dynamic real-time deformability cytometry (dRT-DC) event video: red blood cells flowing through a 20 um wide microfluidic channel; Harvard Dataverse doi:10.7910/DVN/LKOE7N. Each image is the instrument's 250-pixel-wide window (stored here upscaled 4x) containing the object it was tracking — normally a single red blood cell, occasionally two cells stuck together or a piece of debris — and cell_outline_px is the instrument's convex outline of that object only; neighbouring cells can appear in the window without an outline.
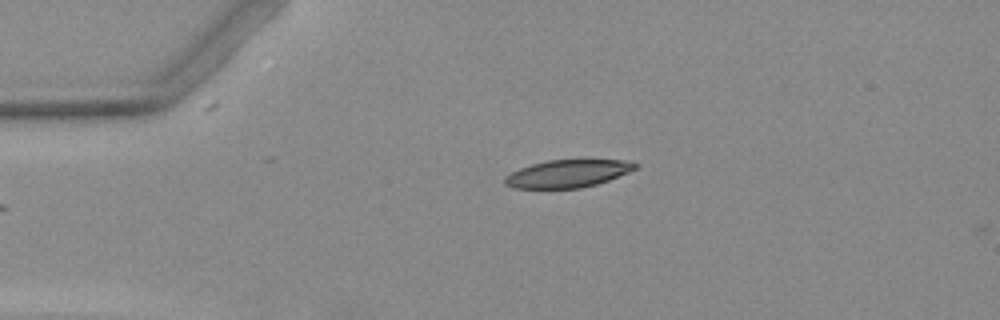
{"species": "Egyptian fruit bat (a non-hibernating species)", "species_latin": "Rousettus aegyptiacus", "temperature_condition": "warm", "stored_images_in_passage": 2, "camera_frame_rate_fps": 3000, "um_per_image_px": 0.085, "animal": {"sex": "female"}, "frame": {"image": 1, "passage_image": 2, "time_ms": 1.333, "image_size_px": [1000, 320], "cell_outline_px": [[640, 164], [636, 168], [628, 172], [608, 180], [596, 184], [580, 188], [512, 188], [504, 184], [504, 180], [512, 172], [520, 168], [532, 164], [548, 160], [624, 160]], "centroid_in_image_um": [48.25, 14.76], "position_along_channel_um": 36.7, "area_um2": 20.75}}